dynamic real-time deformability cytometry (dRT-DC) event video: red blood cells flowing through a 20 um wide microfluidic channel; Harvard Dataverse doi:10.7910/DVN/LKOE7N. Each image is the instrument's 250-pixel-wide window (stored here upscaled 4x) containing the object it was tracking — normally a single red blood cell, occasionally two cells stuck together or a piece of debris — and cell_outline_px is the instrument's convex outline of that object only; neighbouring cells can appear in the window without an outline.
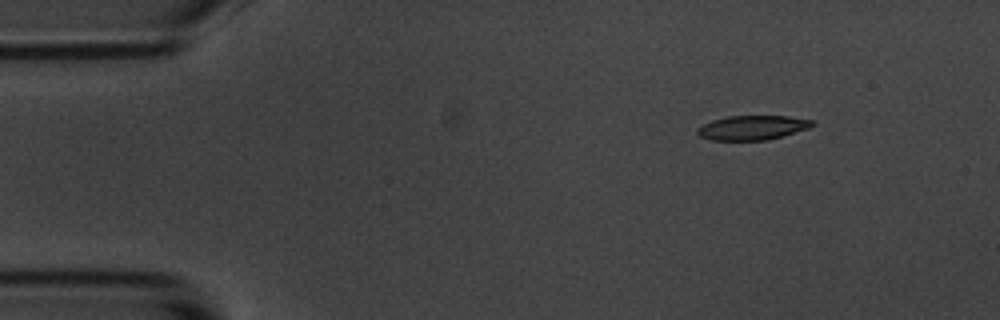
{"species": "common noctule bat (a hibernating species)", "species_latin": "Nyctalus noctula", "temperature_condition": "room temperature", "stored_images_in_passage": 7, "camera_frame_rate_fps": 3000, "um_per_image_px": 0.085, "animal": {"sex": "male", "body_mass_g": 20.1, "forearm_length_mm": 53.5}, "frame": {"image": 1, "passage_image": 1, "time_ms": 0.0, "image_size_px": [1000, 320], "cell_outline_px": [[816, 124], [808, 128], [780, 136], [764, 140], [712, 140], [700, 136], [696, 132], [696, 128], [712, 120], [728, 116], [788, 116], [812, 120]], "centroid_in_image_um": [63.92, 10.84], "position_along_channel_um": 21.1, "area_um2": 16.13}}
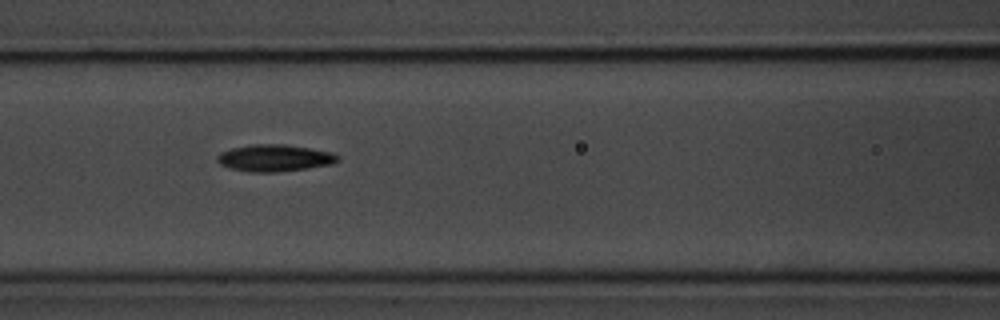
{"frame": {"image": 2, "passage_image": 6, "time_ms": 5.667, "image_size_px": [1000, 320], "cell_outline_px": [[340, 160], [332, 164], [308, 168], [276, 172], [248, 172], [228, 168], [220, 164], [216, 160], [216, 156], [220, 152], [232, 148], [252, 144], [284, 144], [332, 152], [340, 156]], "centroid_in_image_um": [23.32, 13.43], "position_along_channel_um": 143.3, "area_um2": 19.02}}
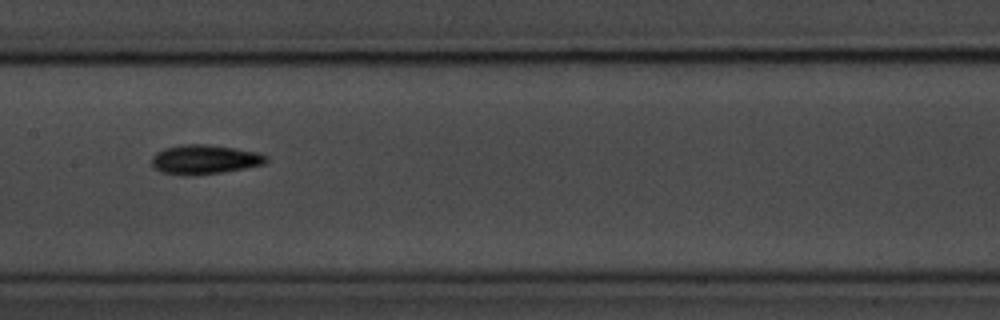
{"frame": {"image": 3, "passage_image": 7, "time_ms": 7.0, "image_size_px": [1000, 320], "cell_outline_px": [[268, 160], [264, 164], [244, 168], [220, 172], [192, 176], [184, 176], [160, 172], [152, 164], [152, 156], [156, 152], [164, 148], [180, 144], [204, 144], [232, 148], [256, 152], [268, 156]], "centroid_in_image_um": [17.34, 13.56], "position_along_channel_um": 190.1, "area_um2": 19.54}}